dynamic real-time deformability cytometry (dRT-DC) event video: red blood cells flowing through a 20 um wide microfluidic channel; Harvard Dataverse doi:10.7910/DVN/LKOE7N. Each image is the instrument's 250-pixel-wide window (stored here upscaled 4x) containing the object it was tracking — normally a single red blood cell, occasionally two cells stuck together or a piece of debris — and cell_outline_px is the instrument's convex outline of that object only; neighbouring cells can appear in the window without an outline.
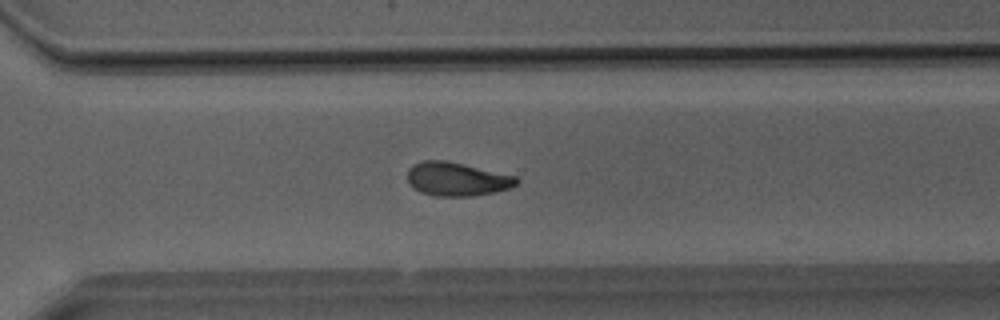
{"species": "Egyptian fruit bat (a non-hibernating species)", "species_latin": "Rousettus aegyptiacus", "temperature_condition": "room temperature", "stored_images_in_passage": 28, "camera_frame_rate_fps": 3000, "um_per_image_px": 0.085, "animal": {"sex": "male"}, "frame": {"image": 1, "passage_image": 16, "time_ms": 5.0, "image_size_px": [1000, 320], "cell_outline_px": [[520, 180], [516, 184], [508, 188], [492, 192], [472, 196], [436, 196], [420, 192], [408, 180], [408, 168], [412, 164], [424, 160], [444, 160], [464, 164], [516, 176]], "centroid_in_image_um": [38.82, 15.21], "position_along_channel_um": 331.8, "area_um2": 21.15}}
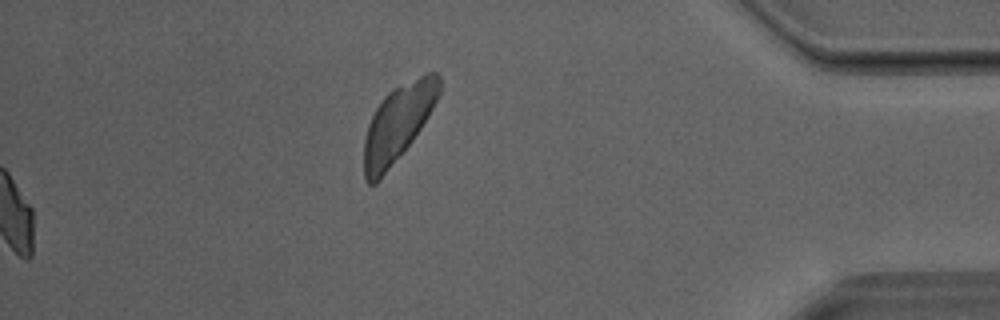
{"frame": {"image": 2, "passage_image": 28, "time_ms": 9.0, "image_size_px": [1000, 320], "cell_outline_px": [[440, 92], [428, 116], [412, 140], [380, 180], [376, 184], [368, 184], [364, 180], [364, 140], [368, 124], [376, 108], [384, 96], [392, 88], [428, 72], [436, 72], [440, 76]], "centroid_in_image_um": [33.8, 10.47], "position_along_channel_um": 401.4, "area_um2": 33.12}}